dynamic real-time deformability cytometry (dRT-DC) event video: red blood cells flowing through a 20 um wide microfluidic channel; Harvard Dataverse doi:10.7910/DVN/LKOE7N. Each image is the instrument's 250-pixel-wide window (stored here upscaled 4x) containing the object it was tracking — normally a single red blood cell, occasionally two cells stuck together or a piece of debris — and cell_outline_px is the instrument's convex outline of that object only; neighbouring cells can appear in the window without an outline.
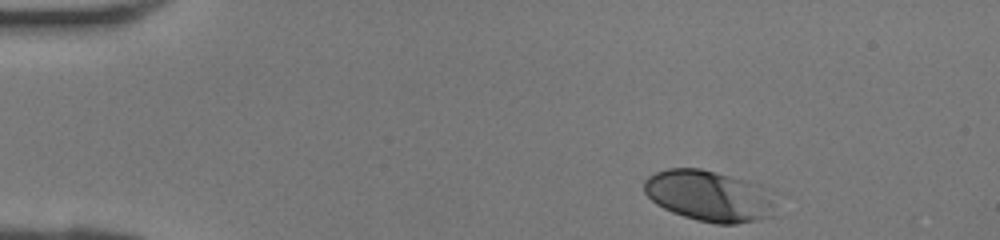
{"species": "human", "species_latin": "Homo sapiens", "temperature_condition": "room temperature", "stored_images_in_passage": 31, "camera_frame_rate_fps": 3000, "um_per_image_px": 0.085, "donor": {"sex": "female"}, "frame": {"image": 1, "passage_image": 1, "time_ms": 0.0, "image_size_px": [1000, 240], "cell_outline_px": [[776, 216], [736, 224], [716, 224], [696, 220], [672, 212], [656, 204], [644, 192], [644, 180], [648, 176], [656, 172], [668, 168], [700, 168], [732, 176], [760, 184], [776, 204]], "centroid_in_image_um": [60.29, 16.66], "position_along_channel_um": 24.7, "area_um2": 39.3}}
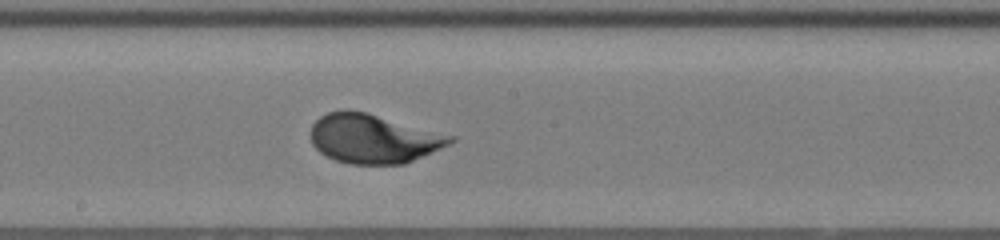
{"frame": {"image": 2, "passage_image": 18, "time_ms": 5.667, "image_size_px": [1000, 240], "cell_outline_px": [[456, 140], [440, 148], [404, 164], [348, 164], [336, 160], [320, 152], [312, 144], [312, 124], [320, 116], [328, 112], [344, 108], [348, 108], [364, 112], [456, 136]], "centroid_in_image_um": [31.72, 11.77], "position_along_channel_um": 216.5, "area_um2": 39.71}}
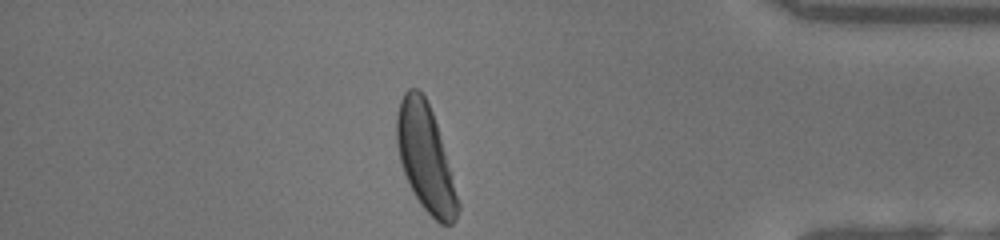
{"frame": {"image": 3, "passage_image": 31, "time_ms": 10.0, "image_size_px": [1000, 240], "cell_outline_px": [[460, 212], [456, 220], [452, 224], [440, 224], [420, 204], [404, 172], [400, 160], [396, 144], [396, 116], [400, 100], [404, 92], [408, 88], [420, 88], [432, 112], [436, 124], [460, 204]], "centroid_in_image_um": [36.15, 13.41], "position_along_channel_um": 399.0, "area_um2": 37.28}}